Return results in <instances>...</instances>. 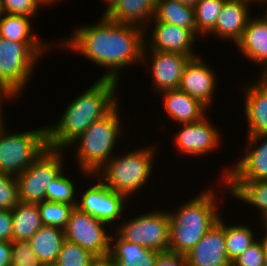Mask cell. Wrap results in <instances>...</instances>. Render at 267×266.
<instances>
[{
    "mask_svg": "<svg viewBox=\"0 0 267 266\" xmlns=\"http://www.w3.org/2000/svg\"><path fill=\"white\" fill-rule=\"evenodd\" d=\"M95 24L78 27L60 45L81 53L100 67H107L100 79L120 80L122 68L142 63L145 29L137 25L113 22L105 15Z\"/></svg>",
    "mask_w": 267,
    "mask_h": 266,
    "instance_id": "obj_1",
    "label": "cell"
},
{
    "mask_svg": "<svg viewBox=\"0 0 267 266\" xmlns=\"http://www.w3.org/2000/svg\"><path fill=\"white\" fill-rule=\"evenodd\" d=\"M108 224L99 221L77 207L71 211L64 228L65 239L78 244L99 258H106L110 253L111 235L106 229Z\"/></svg>",
    "mask_w": 267,
    "mask_h": 266,
    "instance_id": "obj_10",
    "label": "cell"
},
{
    "mask_svg": "<svg viewBox=\"0 0 267 266\" xmlns=\"http://www.w3.org/2000/svg\"><path fill=\"white\" fill-rule=\"evenodd\" d=\"M155 266H187L186 256L183 254L164 252L158 256Z\"/></svg>",
    "mask_w": 267,
    "mask_h": 266,
    "instance_id": "obj_39",
    "label": "cell"
},
{
    "mask_svg": "<svg viewBox=\"0 0 267 266\" xmlns=\"http://www.w3.org/2000/svg\"><path fill=\"white\" fill-rule=\"evenodd\" d=\"M160 93L163 95V106L167 115L179 124L199 121L206 116V112L209 110L199 100L179 88L164 90Z\"/></svg>",
    "mask_w": 267,
    "mask_h": 266,
    "instance_id": "obj_21",
    "label": "cell"
},
{
    "mask_svg": "<svg viewBox=\"0 0 267 266\" xmlns=\"http://www.w3.org/2000/svg\"><path fill=\"white\" fill-rule=\"evenodd\" d=\"M231 266H267L263 247L259 239L246 248L233 262Z\"/></svg>",
    "mask_w": 267,
    "mask_h": 266,
    "instance_id": "obj_37",
    "label": "cell"
},
{
    "mask_svg": "<svg viewBox=\"0 0 267 266\" xmlns=\"http://www.w3.org/2000/svg\"><path fill=\"white\" fill-rule=\"evenodd\" d=\"M30 17L24 15L0 14V37L22 43H43L34 30Z\"/></svg>",
    "mask_w": 267,
    "mask_h": 266,
    "instance_id": "obj_28",
    "label": "cell"
},
{
    "mask_svg": "<svg viewBox=\"0 0 267 266\" xmlns=\"http://www.w3.org/2000/svg\"><path fill=\"white\" fill-rule=\"evenodd\" d=\"M105 4H107V8L105 9V12L103 15L108 12L119 0H103Z\"/></svg>",
    "mask_w": 267,
    "mask_h": 266,
    "instance_id": "obj_45",
    "label": "cell"
},
{
    "mask_svg": "<svg viewBox=\"0 0 267 266\" xmlns=\"http://www.w3.org/2000/svg\"><path fill=\"white\" fill-rule=\"evenodd\" d=\"M44 5H51L52 3H55V4H57L56 3V1L58 2V1H60V0H40Z\"/></svg>",
    "mask_w": 267,
    "mask_h": 266,
    "instance_id": "obj_46",
    "label": "cell"
},
{
    "mask_svg": "<svg viewBox=\"0 0 267 266\" xmlns=\"http://www.w3.org/2000/svg\"><path fill=\"white\" fill-rule=\"evenodd\" d=\"M65 240L64 229L42 226L28 241L42 264L56 262Z\"/></svg>",
    "mask_w": 267,
    "mask_h": 266,
    "instance_id": "obj_25",
    "label": "cell"
},
{
    "mask_svg": "<svg viewBox=\"0 0 267 266\" xmlns=\"http://www.w3.org/2000/svg\"><path fill=\"white\" fill-rule=\"evenodd\" d=\"M0 6L3 13L33 18L44 4L40 0H0Z\"/></svg>",
    "mask_w": 267,
    "mask_h": 266,
    "instance_id": "obj_36",
    "label": "cell"
},
{
    "mask_svg": "<svg viewBox=\"0 0 267 266\" xmlns=\"http://www.w3.org/2000/svg\"><path fill=\"white\" fill-rule=\"evenodd\" d=\"M191 58L183 70L179 89L199 100L207 108L212 105L216 90V74L202 59Z\"/></svg>",
    "mask_w": 267,
    "mask_h": 266,
    "instance_id": "obj_16",
    "label": "cell"
},
{
    "mask_svg": "<svg viewBox=\"0 0 267 266\" xmlns=\"http://www.w3.org/2000/svg\"><path fill=\"white\" fill-rule=\"evenodd\" d=\"M12 212L0 210V241H12Z\"/></svg>",
    "mask_w": 267,
    "mask_h": 266,
    "instance_id": "obj_38",
    "label": "cell"
},
{
    "mask_svg": "<svg viewBox=\"0 0 267 266\" xmlns=\"http://www.w3.org/2000/svg\"><path fill=\"white\" fill-rule=\"evenodd\" d=\"M11 241H0V266H11Z\"/></svg>",
    "mask_w": 267,
    "mask_h": 266,
    "instance_id": "obj_40",
    "label": "cell"
},
{
    "mask_svg": "<svg viewBox=\"0 0 267 266\" xmlns=\"http://www.w3.org/2000/svg\"><path fill=\"white\" fill-rule=\"evenodd\" d=\"M149 53H151L149 60L152 61L151 77L154 91L178 89L185 65L193 57L159 50H149Z\"/></svg>",
    "mask_w": 267,
    "mask_h": 266,
    "instance_id": "obj_17",
    "label": "cell"
},
{
    "mask_svg": "<svg viewBox=\"0 0 267 266\" xmlns=\"http://www.w3.org/2000/svg\"><path fill=\"white\" fill-rule=\"evenodd\" d=\"M43 266H61V265H59L57 262H51V263L43 264Z\"/></svg>",
    "mask_w": 267,
    "mask_h": 266,
    "instance_id": "obj_47",
    "label": "cell"
},
{
    "mask_svg": "<svg viewBox=\"0 0 267 266\" xmlns=\"http://www.w3.org/2000/svg\"><path fill=\"white\" fill-rule=\"evenodd\" d=\"M254 0H226L217 18L214 29L210 32L219 39L232 40L235 44L242 38L249 15V7ZM249 3H252L249 5Z\"/></svg>",
    "mask_w": 267,
    "mask_h": 266,
    "instance_id": "obj_18",
    "label": "cell"
},
{
    "mask_svg": "<svg viewBox=\"0 0 267 266\" xmlns=\"http://www.w3.org/2000/svg\"><path fill=\"white\" fill-rule=\"evenodd\" d=\"M119 81L98 79L77 96L62 113V117L54 125L47 127L48 147L68 149L73 140L81 135L93 122L108 115L117 105ZM117 98V99H116Z\"/></svg>",
    "mask_w": 267,
    "mask_h": 266,
    "instance_id": "obj_2",
    "label": "cell"
},
{
    "mask_svg": "<svg viewBox=\"0 0 267 266\" xmlns=\"http://www.w3.org/2000/svg\"><path fill=\"white\" fill-rule=\"evenodd\" d=\"M115 232L125 241L161 253L169 252V214L153 210L120 223Z\"/></svg>",
    "mask_w": 267,
    "mask_h": 266,
    "instance_id": "obj_9",
    "label": "cell"
},
{
    "mask_svg": "<svg viewBox=\"0 0 267 266\" xmlns=\"http://www.w3.org/2000/svg\"><path fill=\"white\" fill-rule=\"evenodd\" d=\"M185 256L187 266H231L226 253L224 220L219 217L198 244Z\"/></svg>",
    "mask_w": 267,
    "mask_h": 266,
    "instance_id": "obj_15",
    "label": "cell"
},
{
    "mask_svg": "<svg viewBox=\"0 0 267 266\" xmlns=\"http://www.w3.org/2000/svg\"><path fill=\"white\" fill-rule=\"evenodd\" d=\"M209 188L169 214V252L186 255L218 221L217 195ZM217 198V199H216Z\"/></svg>",
    "mask_w": 267,
    "mask_h": 266,
    "instance_id": "obj_3",
    "label": "cell"
},
{
    "mask_svg": "<svg viewBox=\"0 0 267 266\" xmlns=\"http://www.w3.org/2000/svg\"><path fill=\"white\" fill-rule=\"evenodd\" d=\"M222 182L233 197L256 207L261 214L260 223L267 225V180H223Z\"/></svg>",
    "mask_w": 267,
    "mask_h": 266,
    "instance_id": "obj_24",
    "label": "cell"
},
{
    "mask_svg": "<svg viewBox=\"0 0 267 266\" xmlns=\"http://www.w3.org/2000/svg\"><path fill=\"white\" fill-rule=\"evenodd\" d=\"M226 0H200L194 7L196 36H206L214 29L217 18Z\"/></svg>",
    "mask_w": 267,
    "mask_h": 266,
    "instance_id": "obj_30",
    "label": "cell"
},
{
    "mask_svg": "<svg viewBox=\"0 0 267 266\" xmlns=\"http://www.w3.org/2000/svg\"><path fill=\"white\" fill-rule=\"evenodd\" d=\"M114 233L115 237L111 235L108 256L113 262L118 266H155L161 252L125 241L116 232Z\"/></svg>",
    "mask_w": 267,
    "mask_h": 266,
    "instance_id": "obj_22",
    "label": "cell"
},
{
    "mask_svg": "<svg viewBox=\"0 0 267 266\" xmlns=\"http://www.w3.org/2000/svg\"><path fill=\"white\" fill-rule=\"evenodd\" d=\"M77 199V208L89 215L95 217L99 221L108 224L110 227L124 215L127 198L108 188L101 180L97 184L86 187ZM124 210V211H123Z\"/></svg>",
    "mask_w": 267,
    "mask_h": 266,
    "instance_id": "obj_11",
    "label": "cell"
},
{
    "mask_svg": "<svg viewBox=\"0 0 267 266\" xmlns=\"http://www.w3.org/2000/svg\"><path fill=\"white\" fill-rule=\"evenodd\" d=\"M157 0H119L104 15L113 22L137 25L146 30L149 26L145 25L153 19ZM147 26V27H146Z\"/></svg>",
    "mask_w": 267,
    "mask_h": 266,
    "instance_id": "obj_23",
    "label": "cell"
},
{
    "mask_svg": "<svg viewBox=\"0 0 267 266\" xmlns=\"http://www.w3.org/2000/svg\"><path fill=\"white\" fill-rule=\"evenodd\" d=\"M207 115L193 123H182L175 139L177 149L189 156H201L214 151L220 145V132L212 122L207 120Z\"/></svg>",
    "mask_w": 267,
    "mask_h": 266,
    "instance_id": "obj_13",
    "label": "cell"
},
{
    "mask_svg": "<svg viewBox=\"0 0 267 266\" xmlns=\"http://www.w3.org/2000/svg\"><path fill=\"white\" fill-rule=\"evenodd\" d=\"M243 89L248 135L267 134V76L261 75Z\"/></svg>",
    "mask_w": 267,
    "mask_h": 266,
    "instance_id": "obj_19",
    "label": "cell"
},
{
    "mask_svg": "<svg viewBox=\"0 0 267 266\" xmlns=\"http://www.w3.org/2000/svg\"><path fill=\"white\" fill-rule=\"evenodd\" d=\"M11 244V266H43L29 241L12 240Z\"/></svg>",
    "mask_w": 267,
    "mask_h": 266,
    "instance_id": "obj_35",
    "label": "cell"
},
{
    "mask_svg": "<svg viewBox=\"0 0 267 266\" xmlns=\"http://www.w3.org/2000/svg\"><path fill=\"white\" fill-rule=\"evenodd\" d=\"M42 225L64 229L74 206L66 203L42 201L37 203Z\"/></svg>",
    "mask_w": 267,
    "mask_h": 266,
    "instance_id": "obj_31",
    "label": "cell"
},
{
    "mask_svg": "<svg viewBox=\"0 0 267 266\" xmlns=\"http://www.w3.org/2000/svg\"><path fill=\"white\" fill-rule=\"evenodd\" d=\"M250 16L242 38L236 43L247 60L264 67L261 75L267 76V15Z\"/></svg>",
    "mask_w": 267,
    "mask_h": 266,
    "instance_id": "obj_20",
    "label": "cell"
},
{
    "mask_svg": "<svg viewBox=\"0 0 267 266\" xmlns=\"http://www.w3.org/2000/svg\"><path fill=\"white\" fill-rule=\"evenodd\" d=\"M255 2L257 1L258 3H263L264 0H254Z\"/></svg>",
    "mask_w": 267,
    "mask_h": 266,
    "instance_id": "obj_48",
    "label": "cell"
},
{
    "mask_svg": "<svg viewBox=\"0 0 267 266\" xmlns=\"http://www.w3.org/2000/svg\"><path fill=\"white\" fill-rule=\"evenodd\" d=\"M62 171L50 181L46 188V201L59 202L77 206L75 183Z\"/></svg>",
    "mask_w": 267,
    "mask_h": 266,
    "instance_id": "obj_32",
    "label": "cell"
},
{
    "mask_svg": "<svg viewBox=\"0 0 267 266\" xmlns=\"http://www.w3.org/2000/svg\"><path fill=\"white\" fill-rule=\"evenodd\" d=\"M263 226V230H265L263 236L259 239L261 244H262V247H263V251H264V255H265V258H266V262H267V225H262Z\"/></svg>",
    "mask_w": 267,
    "mask_h": 266,
    "instance_id": "obj_43",
    "label": "cell"
},
{
    "mask_svg": "<svg viewBox=\"0 0 267 266\" xmlns=\"http://www.w3.org/2000/svg\"><path fill=\"white\" fill-rule=\"evenodd\" d=\"M50 46L9 41L0 37V88L12 98H18L31 80L39 57L42 59L41 56Z\"/></svg>",
    "mask_w": 267,
    "mask_h": 266,
    "instance_id": "obj_6",
    "label": "cell"
},
{
    "mask_svg": "<svg viewBox=\"0 0 267 266\" xmlns=\"http://www.w3.org/2000/svg\"><path fill=\"white\" fill-rule=\"evenodd\" d=\"M5 126H0V172L17 176L48 148L47 127L11 133Z\"/></svg>",
    "mask_w": 267,
    "mask_h": 266,
    "instance_id": "obj_7",
    "label": "cell"
},
{
    "mask_svg": "<svg viewBox=\"0 0 267 266\" xmlns=\"http://www.w3.org/2000/svg\"><path fill=\"white\" fill-rule=\"evenodd\" d=\"M224 236L226 241L227 258L233 262L246 248L252 245L257 239L254 237L251 227L246 223L230 226L224 222Z\"/></svg>",
    "mask_w": 267,
    "mask_h": 266,
    "instance_id": "obj_29",
    "label": "cell"
},
{
    "mask_svg": "<svg viewBox=\"0 0 267 266\" xmlns=\"http://www.w3.org/2000/svg\"><path fill=\"white\" fill-rule=\"evenodd\" d=\"M154 150L156 152L152 145L128 151L129 153H124L123 156H113L96 175L108 188L129 200L136 191L147 184L153 172Z\"/></svg>",
    "mask_w": 267,
    "mask_h": 266,
    "instance_id": "obj_5",
    "label": "cell"
},
{
    "mask_svg": "<svg viewBox=\"0 0 267 266\" xmlns=\"http://www.w3.org/2000/svg\"><path fill=\"white\" fill-rule=\"evenodd\" d=\"M97 259L88 250L65 239L56 262L61 266H94Z\"/></svg>",
    "mask_w": 267,
    "mask_h": 266,
    "instance_id": "obj_33",
    "label": "cell"
},
{
    "mask_svg": "<svg viewBox=\"0 0 267 266\" xmlns=\"http://www.w3.org/2000/svg\"><path fill=\"white\" fill-rule=\"evenodd\" d=\"M118 105L104 118L93 122L69 145L74 146L77 166L83 175L94 176L113 157L112 152L122 132ZM117 138V139H116Z\"/></svg>",
    "mask_w": 267,
    "mask_h": 266,
    "instance_id": "obj_4",
    "label": "cell"
},
{
    "mask_svg": "<svg viewBox=\"0 0 267 266\" xmlns=\"http://www.w3.org/2000/svg\"><path fill=\"white\" fill-rule=\"evenodd\" d=\"M12 212V240L28 241L43 226L37 203L19 201Z\"/></svg>",
    "mask_w": 267,
    "mask_h": 266,
    "instance_id": "obj_27",
    "label": "cell"
},
{
    "mask_svg": "<svg viewBox=\"0 0 267 266\" xmlns=\"http://www.w3.org/2000/svg\"><path fill=\"white\" fill-rule=\"evenodd\" d=\"M94 266H118V265L115 262H113L109 257H106L97 259Z\"/></svg>",
    "mask_w": 267,
    "mask_h": 266,
    "instance_id": "obj_42",
    "label": "cell"
},
{
    "mask_svg": "<svg viewBox=\"0 0 267 266\" xmlns=\"http://www.w3.org/2000/svg\"><path fill=\"white\" fill-rule=\"evenodd\" d=\"M247 139L246 153L232 169H225L223 180H267V134Z\"/></svg>",
    "mask_w": 267,
    "mask_h": 266,
    "instance_id": "obj_14",
    "label": "cell"
},
{
    "mask_svg": "<svg viewBox=\"0 0 267 266\" xmlns=\"http://www.w3.org/2000/svg\"><path fill=\"white\" fill-rule=\"evenodd\" d=\"M153 30L151 29V41L145 39L142 63L149 62L147 59L148 50H159L164 52L180 53L188 57H197L194 52V43L197 37L189 30L165 22L154 20ZM148 42V43H147ZM150 45V46H149ZM148 46V47H147ZM147 50V52H146ZM147 53V54H146Z\"/></svg>",
    "mask_w": 267,
    "mask_h": 266,
    "instance_id": "obj_12",
    "label": "cell"
},
{
    "mask_svg": "<svg viewBox=\"0 0 267 266\" xmlns=\"http://www.w3.org/2000/svg\"><path fill=\"white\" fill-rule=\"evenodd\" d=\"M181 2L182 4L190 7H195V5L200 1V0H177Z\"/></svg>",
    "mask_w": 267,
    "mask_h": 266,
    "instance_id": "obj_44",
    "label": "cell"
},
{
    "mask_svg": "<svg viewBox=\"0 0 267 266\" xmlns=\"http://www.w3.org/2000/svg\"><path fill=\"white\" fill-rule=\"evenodd\" d=\"M7 98L8 100H10V99H12V101H13V98L5 91V90H3V89H1L0 88V126L4 123V117H3V113H2V111L4 110V109H2L3 107H2V100L4 101V98Z\"/></svg>",
    "mask_w": 267,
    "mask_h": 266,
    "instance_id": "obj_41",
    "label": "cell"
},
{
    "mask_svg": "<svg viewBox=\"0 0 267 266\" xmlns=\"http://www.w3.org/2000/svg\"><path fill=\"white\" fill-rule=\"evenodd\" d=\"M18 202L19 196L16 177L0 172V210H12Z\"/></svg>",
    "mask_w": 267,
    "mask_h": 266,
    "instance_id": "obj_34",
    "label": "cell"
},
{
    "mask_svg": "<svg viewBox=\"0 0 267 266\" xmlns=\"http://www.w3.org/2000/svg\"><path fill=\"white\" fill-rule=\"evenodd\" d=\"M189 29L196 36L195 10L177 0H157L153 20Z\"/></svg>",
    "mask_w": 267,
    "mask_h": 266,
    "instance_id": "obj_26",
    "label": "cell"
},
{
    "mask_svg": "<svg viewBox=\"0 0 267 266\" xmlns=\"http://www.w3.org/2000/svg\"><path fill=\"white\" fill-rule=\"evenodd\" d=\"M63 151L48 147L24 172L15 176L19 201L40 203L46 200V188L50 181L65 170Z\"/></svg>",
    "mask_w": 267,
    "mask_h": 266,
    "instance_id": "obj_8",
    "label": "cell"
}]
</instances>
